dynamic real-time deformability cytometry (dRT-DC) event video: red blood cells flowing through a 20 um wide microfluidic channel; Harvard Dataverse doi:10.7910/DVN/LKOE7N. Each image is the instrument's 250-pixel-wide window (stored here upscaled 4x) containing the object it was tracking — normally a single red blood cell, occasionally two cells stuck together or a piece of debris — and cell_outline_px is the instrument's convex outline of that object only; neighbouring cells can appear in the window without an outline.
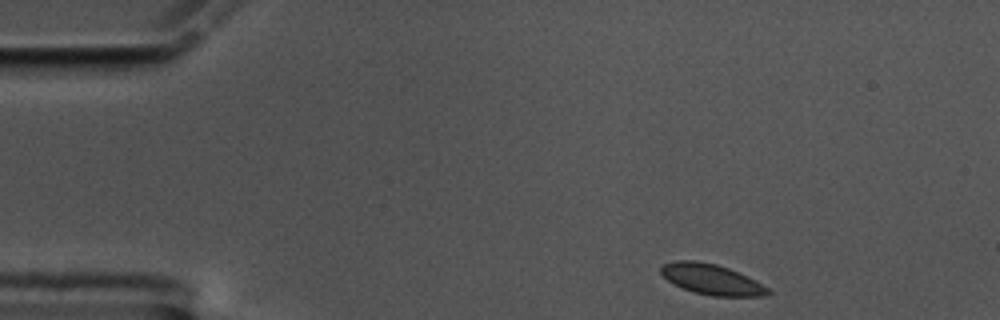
{"species": "common noctule bat (a hibernating species)", "species_latin": "Nyctalus noctula", "temperature_condition": "cold", "stored_images_in_passage": 52, "segment_of_instrument_passage": [1, 2], "camera_frame_rate_fps": 3000, "um_per_image_px": 0.085, "animal": {"sex": "male", "body_mass_g": 17.5, "forearm_length_mm": 52.3}, "frame": {"image": 1, "passage_image": 1, "time_ms": 0.0, "image_size_px": [1000, 320], "cell_outline_px": [[772, 292], [764, 296], [712, 296], [696, 292], [684, 288], [668, 280], [660, 272], [660, 268], [664, 264], [676, 260], [696, 260], [716, 264], [728, 268], [768, 288]], "centroid_in_image_um": [60.45, 23.74], "position_along_channel_um": 24.5, "area_um2": 18.5}}
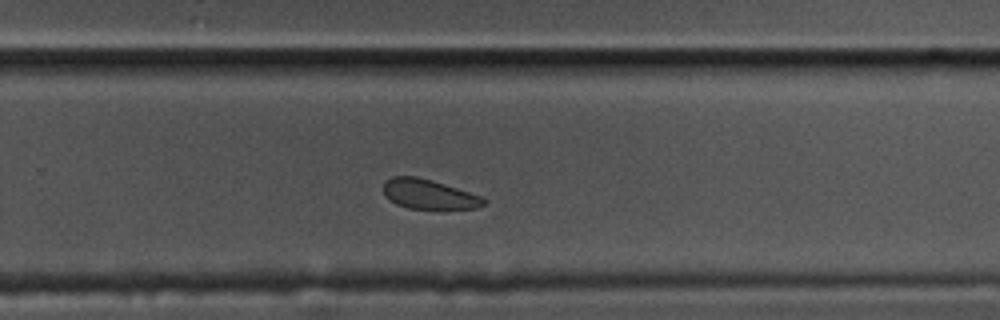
{"frame": {"image": 2, "passage_image": 31, "time_ms": 10.0, "image_size_px": [1000, 320], "cell_outline_px": [[488, 200], [484, 204], [476, 208], [440, 212], [436, 212], [408, 208], [396, 204], [384, 196], [384, 180], [392, 176], [416, 176], [432, 180], [484, 196]], "centroid_in_image_um": [36.51, 16.56], "position_along_channel_um": 293.3, "area_um2": 18.44}}
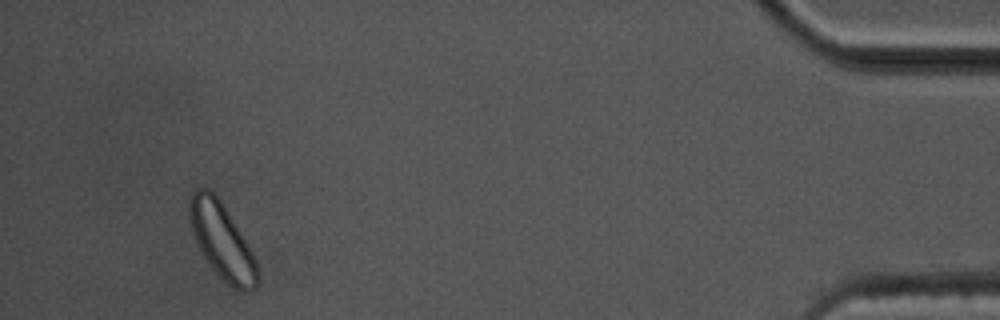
{"frame": {"image": 3, "passage_image": 48, "time_ms": 15.667, "image_size_px": [1000, 320], "cell_outline_px": [[260, 280], [256, 288], [244, 292], [228, 284], [212, 268], [204, 256], [196, 240], [192, 228], [188, 212], [188, 196], [196, 188], [208, 188], [220, 200], [248, 244], [260, 268]], "centroid_in_image_um": [18.89, 20.49], "position_along_channel_um": 416.3, "area_um2": 29.82}}